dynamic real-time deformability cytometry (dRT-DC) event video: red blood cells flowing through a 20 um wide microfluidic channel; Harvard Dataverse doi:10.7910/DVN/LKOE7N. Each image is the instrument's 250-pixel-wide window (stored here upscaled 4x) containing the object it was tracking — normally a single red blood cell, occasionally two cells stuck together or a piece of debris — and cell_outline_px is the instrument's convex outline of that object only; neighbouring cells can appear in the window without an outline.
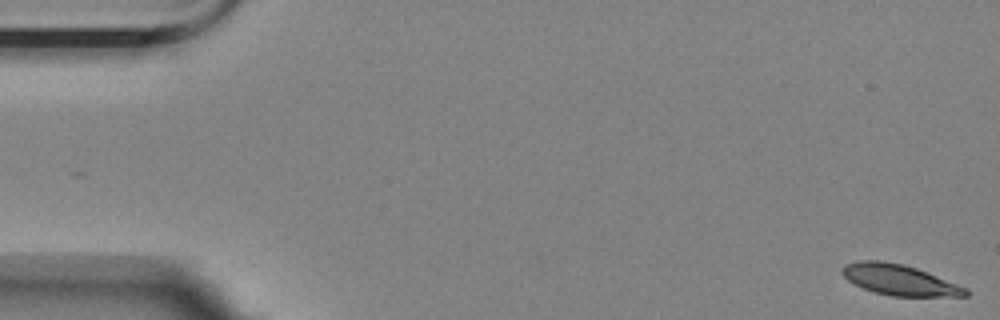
{"species": "Egyptian fruit bat (a non-hibernating species)", "species_latin": "Rousettus aegyptiacus", "temperature_condition": "room temperature", "stored_images_in_passage": 11, "camera_frame_rate_fps": 3000, "um_per_image_px": 0.085, "animal": {"sex": "female"}, "frame": {"image": 1, "passage_image": 1, "time_ms": 0.0, "image_size_px": [1000, 320], "cell_outline_px": [[968, 296], [892, 296], [872, 292], [852, 284], [840, 272], [840, 268], [844, 264], [856, 260], [880, 260], [904, 264], [916, 268], [968, 288]], "centroid_in_image_um": [76.38, 23.78], "position_along_channel_um": 8.6, "area_um2": 22.31}}
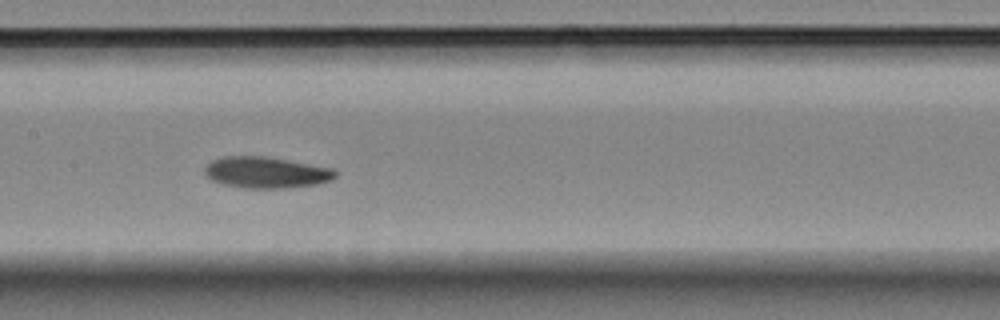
{"frame": {"image": 2, "passage_image": 8, "time_ms": 9.0, "image_size_px": [1000, 320], "cell_outline_px": [[336, 176], [332, 180], [316, 184], [284, 188], [244, 188], [224, 184], [212, 180], [204, 172], [204, 168], [212, 160], [224, 156], [264, 156], [336, 168]], "centroid_in_image_um": [22.65, 14.65], "position_along_channel_um": 184.7, "area_um2": 23.81}}
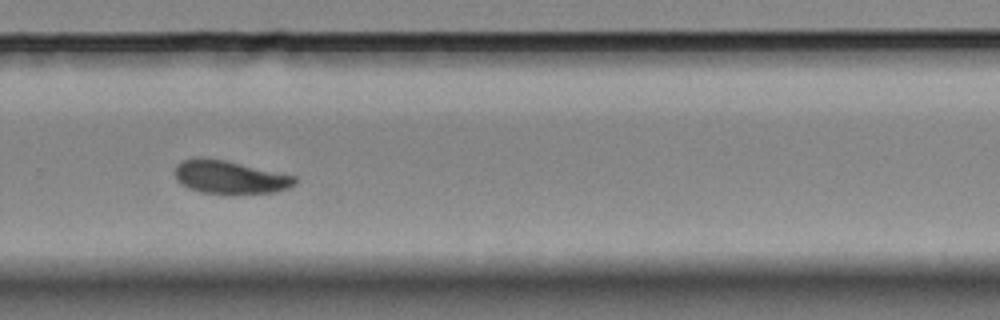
{"frame": {"image": 3, "passage_image": 11, "time_ms": 12.667, "image_size_px": [1000, 320], "cell_outline_px": [[296, 184], [288, 188], [276, 192], [236, 196], [232, 196], [200, 192], [188, 188], [180, 184], [176, 180], [176, 164], [180, 160], [196, 156], [200, 156], [224, 160], [296, 176]], "centroid_in_image_um": [19.51, 15.09], "position_along_channel_um": 310.3, "area_um2": 24.04}}